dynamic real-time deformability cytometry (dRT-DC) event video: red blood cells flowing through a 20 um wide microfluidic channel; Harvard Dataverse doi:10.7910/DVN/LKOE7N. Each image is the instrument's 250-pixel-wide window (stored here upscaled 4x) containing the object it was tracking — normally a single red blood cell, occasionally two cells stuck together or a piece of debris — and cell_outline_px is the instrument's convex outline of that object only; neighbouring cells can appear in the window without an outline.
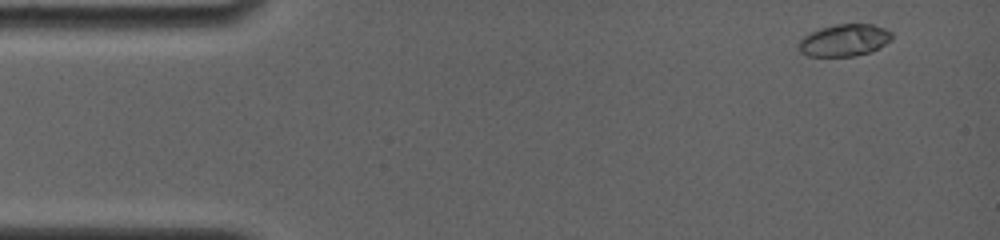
{"species": "common noctule bat (a hibernating species)", "species_latin": "Nyctalus noctula", "temperature_condition": "room temperature", "stored_images_in_passage": 12, "camera_frame_rate_fps": 4000, "um_per_image_px": 0.085, "animal": {"sex": "female", "body_mass_g": 19.0, "forearm_length_mm": 56.7}, "frame": {"image": 1, "passage_image": 2, "time_ms": 0.5, "image_size_px": [1000, 240], "cell_outline_px": [[892, 40], [872, 52], [856, 56], [808, 56], [800, 52], [796, 48], [796, 44], [804, 36], [820, 28], [836, 24], [872, 24], [884, 28], [892, 32]], "centroid_in_image_um": [71.76, 3.43], "position_along_channel_um": 13.2, "area_um2": 17.63}}
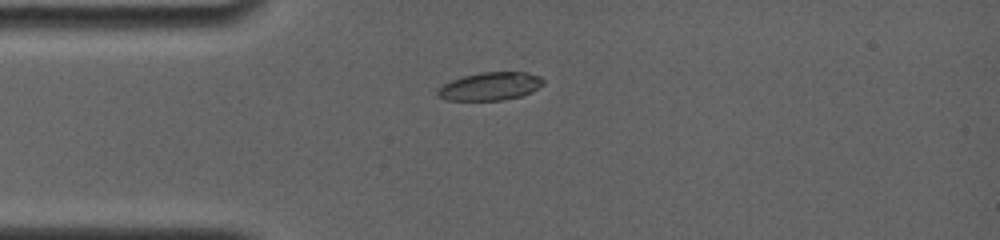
{"frame": {"image": 2, "passage_image": 8, "time_ms": 3.5, "image_size_px": [1000, 240], "cell_outline_px": [[544, 84], [532, 92], [520, 96], [500, 100], [448, 100], [436, 96], [436, 88], [452, 80], [464, 76], [480, 72], [528, 72], [540, 76], [544, 80]], "centroid_in_image_um": [41.66, 7.33], "position_along_channel_um": 43.3, "area_um2": 17.34}}
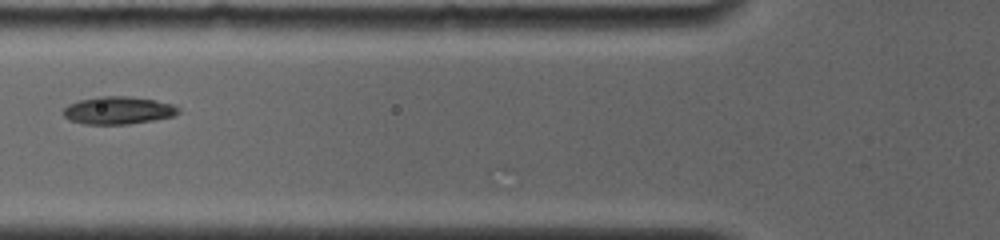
{"frame": {"image": 3, "passage_image": 11, "time_ms": 5.75, "image_size_px": [1000, 240], "cell_outline_px": [[180, 112], [172, 116], [152, 120], [128, 124], [84, 124], [68, 120], [60, 112], [68, 104], [80, 100], [96, 96], [128, 96], [156, 100], [172, 104], [180, 108]], "centroid_in_image_um": [10.0, 9.37], "position_along_channel_um": 115.8, "area_um2": 18.67}}